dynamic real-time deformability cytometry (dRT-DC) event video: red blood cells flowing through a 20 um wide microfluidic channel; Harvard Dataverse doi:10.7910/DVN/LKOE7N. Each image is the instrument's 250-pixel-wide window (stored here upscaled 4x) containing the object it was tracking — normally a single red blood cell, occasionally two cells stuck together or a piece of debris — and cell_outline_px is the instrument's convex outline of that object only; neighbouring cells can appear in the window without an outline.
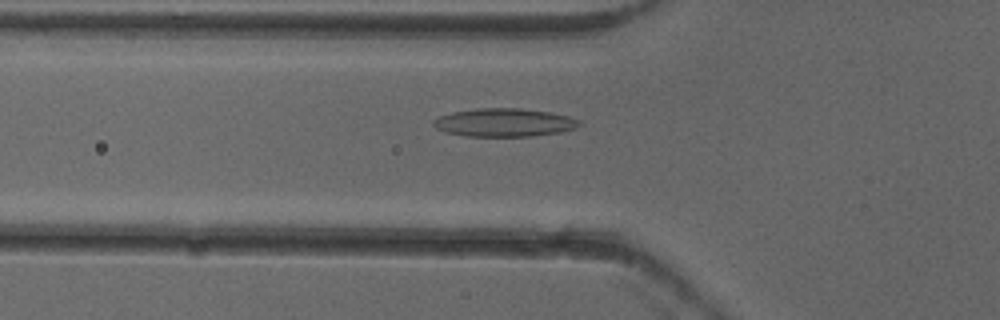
{"species": "common noctule bat (a hibernating species)", "species_latin": "Nyctalus noctula", "temperature_condition": "cold", "stored_images_in_passage": 41, "camera_frame_rate_fps": 3000, "um_per_image_px": 0.085, "animal": {"sex": "female"}, "frame": {"image": 1, "passage_image": 7, "time_ms": 2.0, "image_size_px": [1000, 320], "cell_outline_px": [[584, 124], [576, 128], [560, 132], [532, 136], [468, 136], [448, 132], [436, 128], [432, 124], [432, 120], [440, 116], [452, 112], [476, 108], [520, 108], [548, 112], [568, 116], [580, 120]], "centroid_in_image_um": [42.89, 10.41], "position_along_channel_um": 82.9, "area_um2": 23.99}}
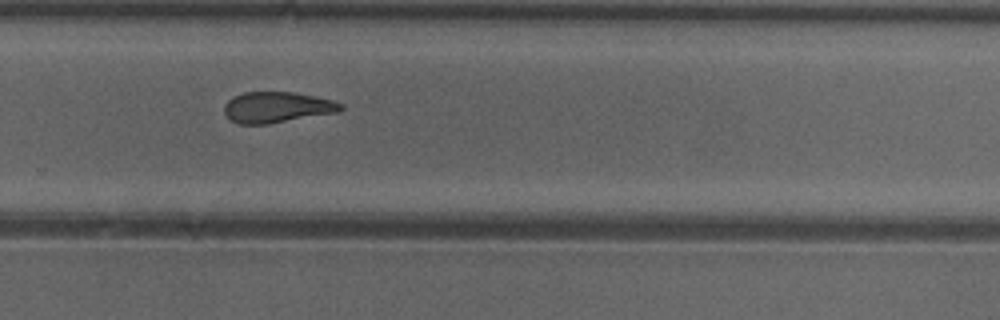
{"frame": {"image": 2, "passage_image": 24, "time_ms": 7.667, "image_size_px": [1000, 320], "cell_outline_px": [[344, 108], [336, 112], [268, 124], [240, 124], [228, 120], [224, 116], [224, 104], [232, 96], [244, 92], [296, 92], [316, 96], [332, 100], [344, 104]], "centroid_in_image_um": [23.49, 9.11], "position_along_channel_um": 306.3, "area_um2": 21.15}}
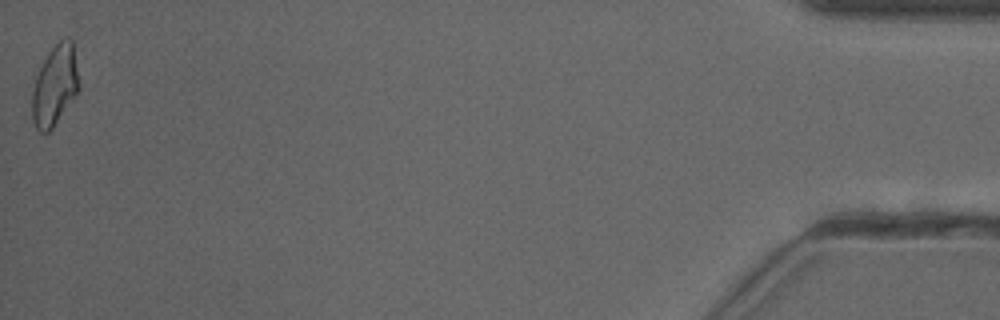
{"frame": {"image": 3, "passage_image": 41, "time_ms": 13.333, "image_size_px": [1000, 320], "cell_outline_px": [[80, 88], [52, 128], [48, 132], [40, 132], [36, 128], [32, 120], [32, 92], [36, 76], [48, 52], [64, 36], [72, 40], [80, 84]], "centroid_in_image_um": [4.66, 7.26], "position_along_channel_um": 430.5, "area_um2": 21.73}, "authors_computed_cell_mechanics": {"area_um2": 21.675, "velocity_mm_per_s": 3.932, "shape_relaxation_time_tau1_ms": null, "shape_relaxation_time_tau2_ms": 4.4264, "deformation_change_tau1": null, "deformation_change_tau2": 0.129}}